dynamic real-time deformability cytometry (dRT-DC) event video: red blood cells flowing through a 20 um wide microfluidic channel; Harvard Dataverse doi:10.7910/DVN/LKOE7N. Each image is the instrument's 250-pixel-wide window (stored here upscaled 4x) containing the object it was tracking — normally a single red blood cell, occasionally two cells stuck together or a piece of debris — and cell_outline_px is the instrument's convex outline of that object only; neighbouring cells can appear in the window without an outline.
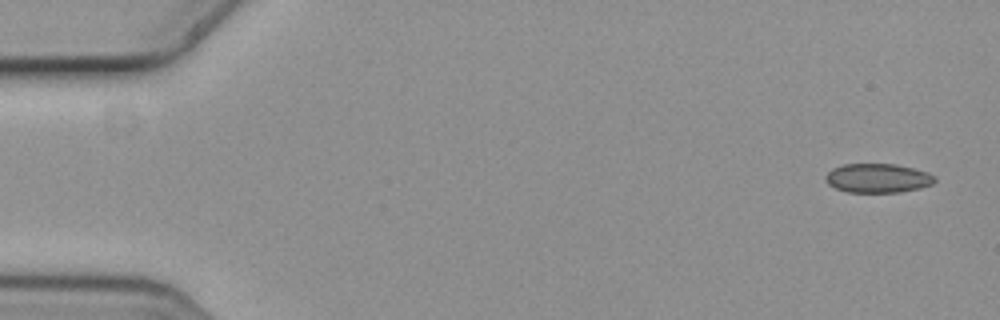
{"species": "common noctule bat (a hibernating species)", "species_latin": "Nyctalus noctula", "temperature_condition": "cold", "stored_images_in_passage": 5, "camera_frame_rate_fps": 3000, "um_per_image_px": 0.085, "animal": {"sex": "female", "body_mass_g": 19.3, "forearm_length_mm": 54.1}, "frame": {"image": 1, "passage_image": 1, "time_ms": 0.0, "image_size_px": [1000, 320], "cell_outline_px": [[936, 180], [932, 184], [920, 188], [900, 192], [848, 192], [836, 188], [828, 184], [824, 176], [832, 168], [844, 164], [896, 164], [928, 172], [936, 176]], "centroid_in_image_um": [74.62, 15.14], "position_along_channel_um": 10.4, "area_um2": 18.55}}